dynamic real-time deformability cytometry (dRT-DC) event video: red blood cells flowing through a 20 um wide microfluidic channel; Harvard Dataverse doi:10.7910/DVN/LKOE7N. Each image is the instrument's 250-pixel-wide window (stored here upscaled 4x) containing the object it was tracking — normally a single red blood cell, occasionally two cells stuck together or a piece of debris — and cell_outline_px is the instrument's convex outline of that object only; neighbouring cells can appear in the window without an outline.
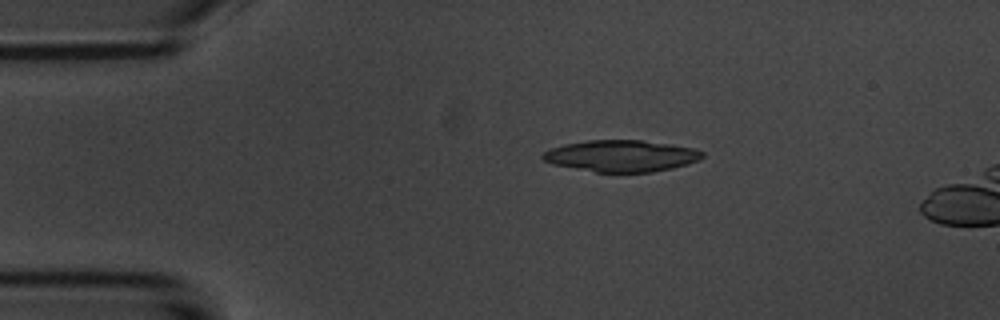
{"species": "common noctule bat (a hibernating species)", "species_latin": "Nyctalus noctula", "temperature_condition": "room temperature", "stored_images_in_passage": 15, "camera_frame_rate_fps": 3000, "um_per_image_px": 0.085, "animal": {"sex": "male", "body_mass_g": 20.1, "forearm_length_mm": 53.5}, "frame": {"image": 1, "passage_image": 9, "time_ms": 2.667, "image_size_px": [1000, 320], "cell_outline_px": [[704, 156], [700, 160], [688, 164], [672, 168], [652, 172], [596, 172], [552, 164], [544, 160], [540, 156], [544, 152], [552, 148], [564, 144], [588, 140], [640, 140], [672, 144], [692, 148], [704, 152]], "centroid_in_image_um": [52.83, 13.25], "position_along_channel_um": 32.2, "area_um2": 29.36}}